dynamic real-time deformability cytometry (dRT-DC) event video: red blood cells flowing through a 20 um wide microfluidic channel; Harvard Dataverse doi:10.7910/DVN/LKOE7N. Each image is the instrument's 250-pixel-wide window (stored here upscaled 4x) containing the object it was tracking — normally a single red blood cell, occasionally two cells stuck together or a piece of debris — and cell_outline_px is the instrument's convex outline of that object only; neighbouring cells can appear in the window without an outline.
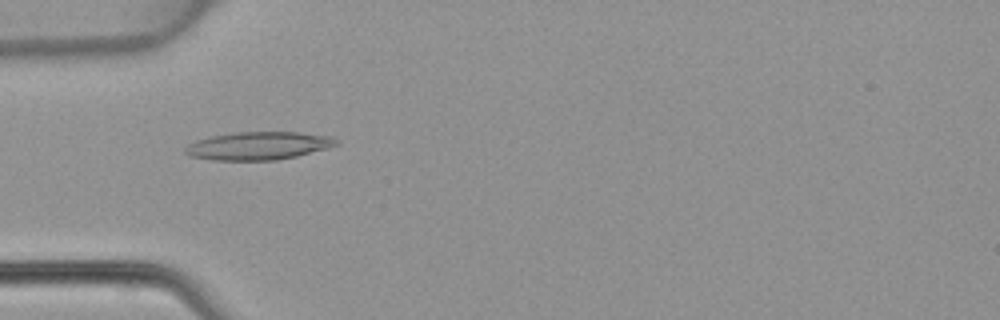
{"species": "common noctule bat (a hibernating species)", "species_latin": "Nyctalus noctula", "temperature_condition": "warm", "stored_images_in_passage": 37, "camera_frame_rate_fps": 3000, "um_per_image_px": 0.085, "animal": {"sex": "female", "body_mass_g": 22.7, "forearm_length_mm": 54.2}, "frame": {"image": 1, "passage_image": 5, "time_ms": 1.333, "image_size_px": [1000, 320], "cell_outline_px": [[340, 144], [328, 148], [296, 156], [276, 160], [212, 160], [188, 156], [184, 152], [184, 148], [188, 144], [196, 140], [212, 136], [236, 132], [300, 132], [332, 136], [340, 140]], "centroid_in_image_um": [21.98, 12.39], "position_along_channel_um": 63.0, "area_um2": 24.85}}
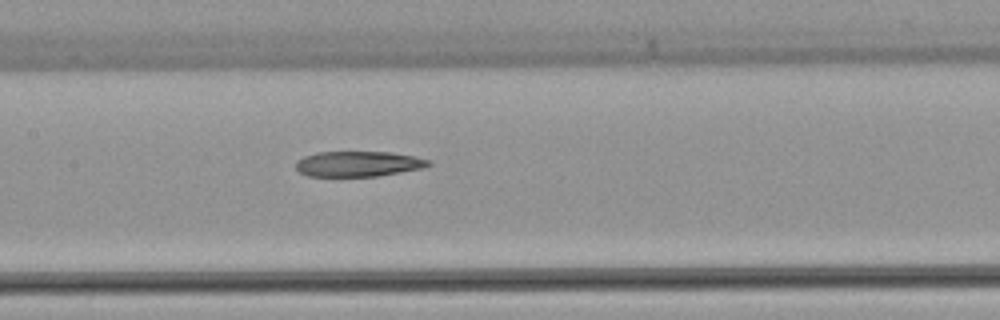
{"frame": {"image": 2, "passage_image": 13, "time_ms": 4.0, "image_size_px": [1000, 320], "cell_outline_px": [[432, 164], [424, 168], [376, 176], [308, 176], [300, 172], [296, 168], [296, 160], [304, 156], [316, 152], [388, 152], [416, 156], [432, 160]], "centroid_in_image_um": [30.48, 13.92], "position_along_channel_um": 176.9, "area_um2": 19.71}}
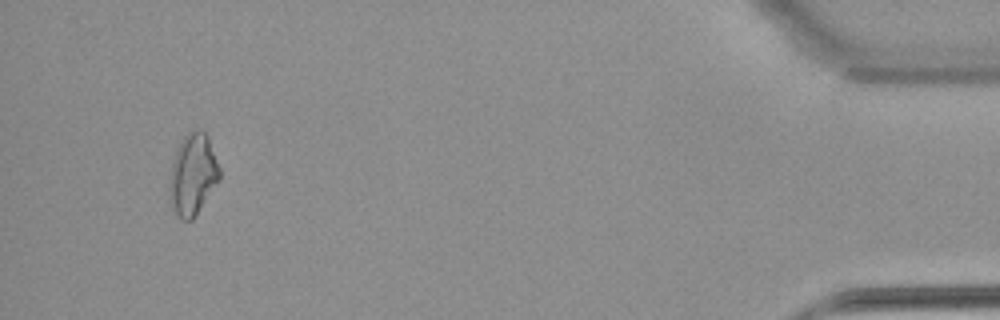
{"frame": {"image": 3, "passage_image": 35, "time_ms": 11.333, "image_size_px": [1000, 320], "cell_outline_px": [[220, 180], [192, 220], [180, 220], [172, 208], [168, 196], [168, 188], [172, 164], [176, 152], [184, 136], [188, 132], [196, 128], [200, 128], [208, 136], [220, 168]], "centroid_in_image_um": [16.39, 14.84], "position_along_channel_um": 418.8, "area_um2": 23.87}}